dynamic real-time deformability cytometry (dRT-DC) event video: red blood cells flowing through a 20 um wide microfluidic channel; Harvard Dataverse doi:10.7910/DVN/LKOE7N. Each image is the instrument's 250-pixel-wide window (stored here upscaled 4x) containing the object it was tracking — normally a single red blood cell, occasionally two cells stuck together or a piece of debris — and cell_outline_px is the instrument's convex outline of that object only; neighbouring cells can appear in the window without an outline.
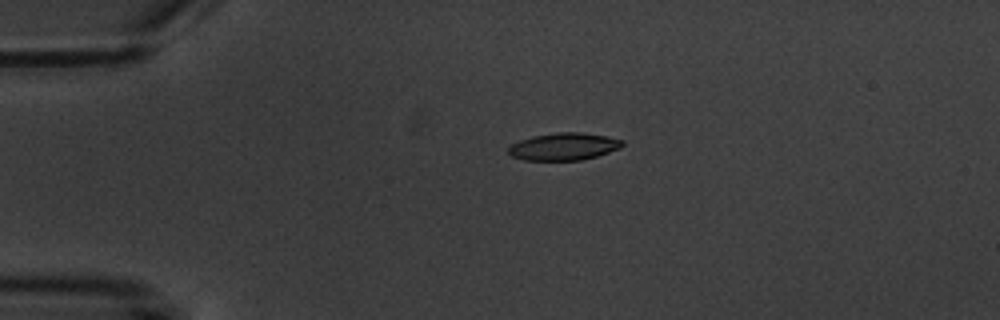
{"species": "common noctule bat (a hibernating species)", "species_latin": "Nyctalus noctula", "temperature_condition": "warm", "stored_images_in_passage": 4, "camera_frame_rate_fps": 3000, "um_per_image_px": 0.085, "animal": {"sex": "male", "body_mass_g": 20.1, "forearm_length_mm": 53.5}, "frame": {"image": 1, "passage_image": 1, "time_ms": 0.0, "image_size_px": [1000, 320], "cell_outline_px": [[624, 144], [620, 148], [596, 156], [580, 160], [524, 160], [512, 156], [508, 152], [508, 148], [512, 144], [520, 140], [532, 136], [556, 132], [580, 132], [608, 136], [624, 140]], "centroid_in_image_um": [47.93, 12.45], "position_along_channel_um": 37.1, "area_um2": 18.15}}
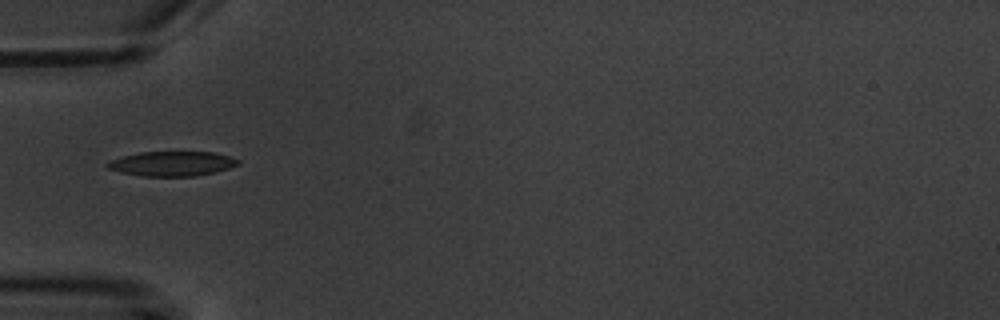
{"frame": {"image": 2, "passage_image": 2, "time_ms": 2.0, "image_size_px": [1000, 320], "cell_outline_px": [[240, 164], [228, 168], [196, 176], [140, 176], [120, 172], [108, 168], [104, 164], [112, 160], [124, 156], [140, 152], [212, 152], [228, 156], [240, 160]], "centroid_in_image_um": [14.61, 13.91], "position_along_channel_um": 70.4, "area_um2": 18.61}}